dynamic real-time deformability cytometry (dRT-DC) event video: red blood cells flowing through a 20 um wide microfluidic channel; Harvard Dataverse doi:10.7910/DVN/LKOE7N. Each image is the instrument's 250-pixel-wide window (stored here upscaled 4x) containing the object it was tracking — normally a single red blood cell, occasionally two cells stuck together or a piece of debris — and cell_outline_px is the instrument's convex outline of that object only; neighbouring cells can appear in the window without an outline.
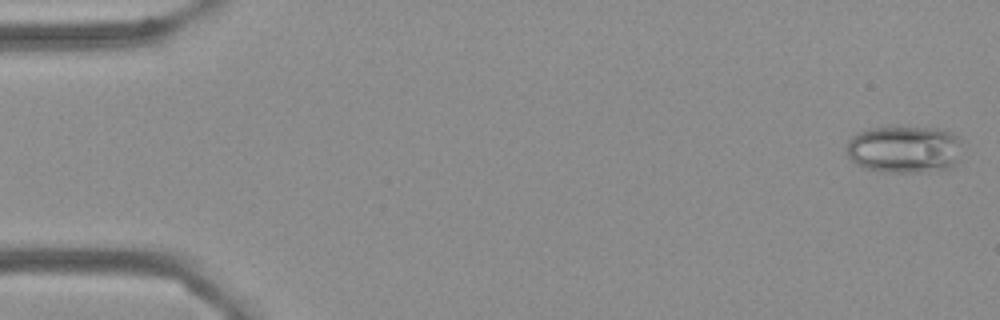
{"species": "Egyptian fruit bat (a non-hibernating species)", "species_latin": "Rousettus aegyptiacus", "temperature_condition": "cold", "stored_images_in_passage": 56, "camera_frame_rate_fps": 3000, "um_per_image_px": 0.085, "frame": {"image": 1, "passage_image": 2, "time_ms": 0.333, "image_size_px": [1000, 320], "cell_outline_px": [[960, 140], [956, 164], [952, 168], [924, 172], [880, 172], [864, 168], [856, 164], [848, 156], [848, 140], [856, 132], [868, 128], [936, 128], [952, 132], [960, 136]], "centroid_in_image_um": [76.86, 12.7], "position_along_channel_um": 8.1, "area_um2": 31.96}}
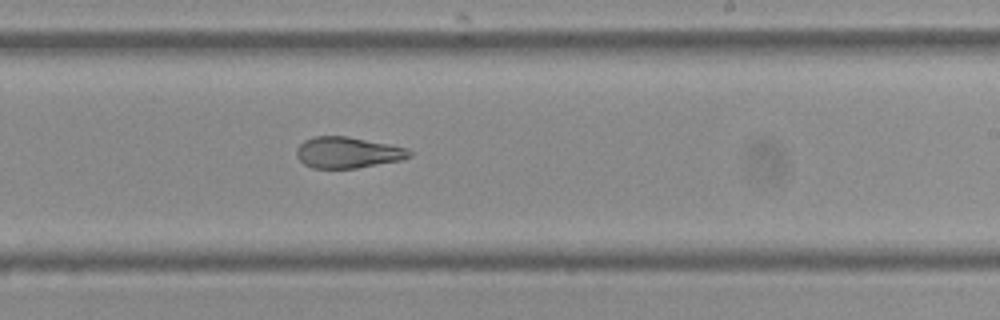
{"frame": {"image": 2, "passage_image": 34, "time_ms": 11.0, "image_size_px": [1000, 320], "cell_outline_px": [[416, 152], [412, 156], [404, 160], [356, 168], [312, 168], [304, 164], [296, 156], [296, 148], [304, 140], [312, 136], [348, 136], [408, 148]], "centroid_in_image_um": [29.59, 12.96], "position_along_channel_um": 259.4, "area_um2": 20.81}}
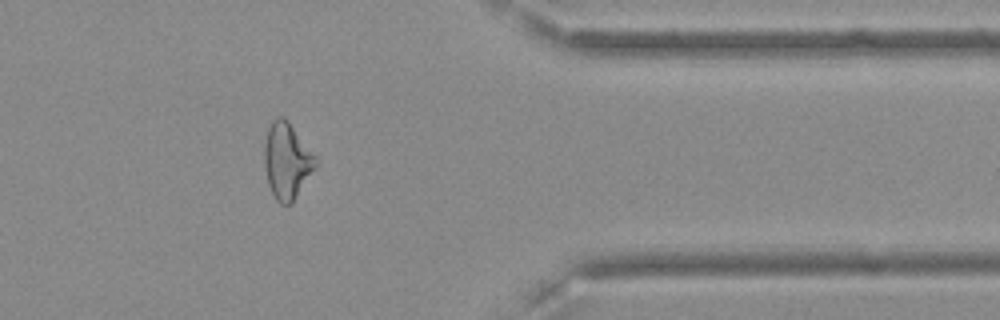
{"frame": {"image": 3, "passage_image": 46, "time_ms": 15.0, "image_size_px": [1000, 320], "cell_outline_px": [[316, 164], [292, 204], [280, 204], [276, 200], [268, 184], [264, 164], [264, 144], [268, 128], [272, 120], [276, 116], [284, 116], [288, 120], [316, 156]], "centroid_in_image_um": [24.36, 13.64], "position_along_channel_um": 387.0, "area_um2": 22.6}, "authors_computed_cell_mechanics": {"area_um2": 23.0622, "velocity_mm_per_s": 3.6266, "shape_relaxation_time_tau1_ms": null, "shape_relaxation_time_tau2_ms": 2.5427, "deformation_change_tau1": null, "deformation_change_tau2": 0.0928}}